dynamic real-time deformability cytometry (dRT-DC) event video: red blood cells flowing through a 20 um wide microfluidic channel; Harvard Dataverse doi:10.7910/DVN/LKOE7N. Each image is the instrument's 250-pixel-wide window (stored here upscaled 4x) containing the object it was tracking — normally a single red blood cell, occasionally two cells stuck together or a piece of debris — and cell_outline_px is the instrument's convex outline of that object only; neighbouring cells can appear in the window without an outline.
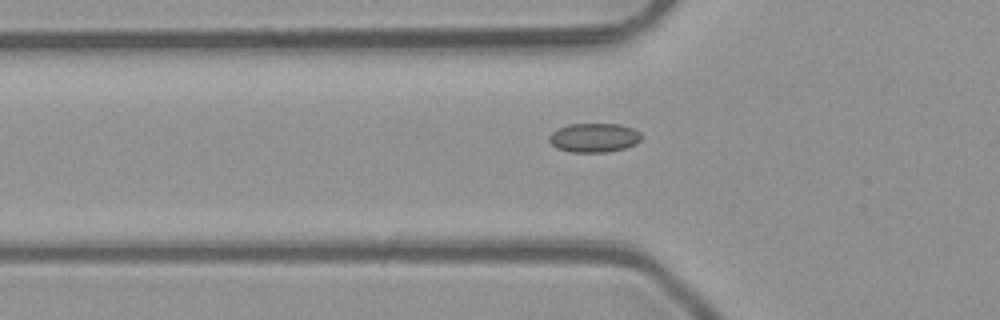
{"species": "common noctule bat (a hibernating species)", "species_latin": "Nyctalus noctula", "temperature_condition": "room temperature", "stored_images_in_passage": 35, "camera_frame_rate_fps": 3000, "um_per_image_px": 0.085, "animal": {"sex": "male", "body_mass_g": 23.1, "forearm_length_mm": 52.7}, "frame": {"image": 1, "passage_image": 6, "time_ms": 1.667, "image_size_px": [1000, 320], "cell_outline_px": [[640, 140], [636, 144], [624, 148], [608, 152], [572, 152], [556, 148], [548, 140], [548, 136], [556, 128], [568, 124], [620, 124], [632, 128], [640, 132]], "centroid_in_image_um": [50.46, 11.7], "position_along_channel_um": 75.3, "area_um2": 15.72}}
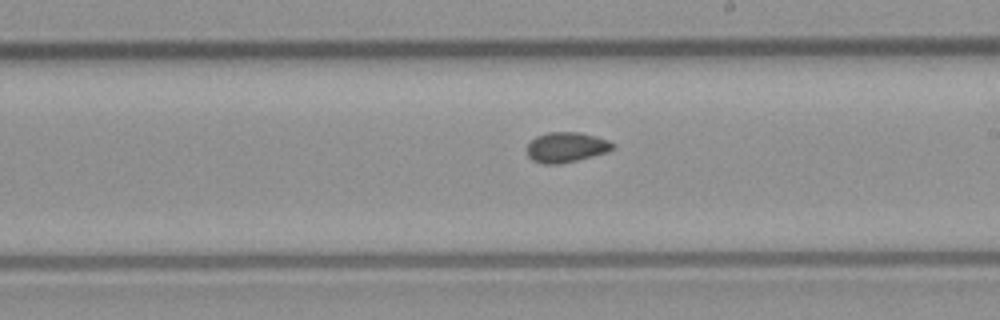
{"frame": {"image": 2, "passage_image": 18, "time_ms": 5.667, "image_size_px": [1000, 320], "cell_outline_px": [[616, 148], [608, 152], [560, 164], [544, 164], [532, 160], [528, 156], [528, 144], [536, 136], [548, 132], [580, 132], [596, 136], [608, 140], [616, 144]], "centroid_in_image_um": [48.17, 12.51], "position_along_channel_um": 240.8, "area_um2": 15.14}}
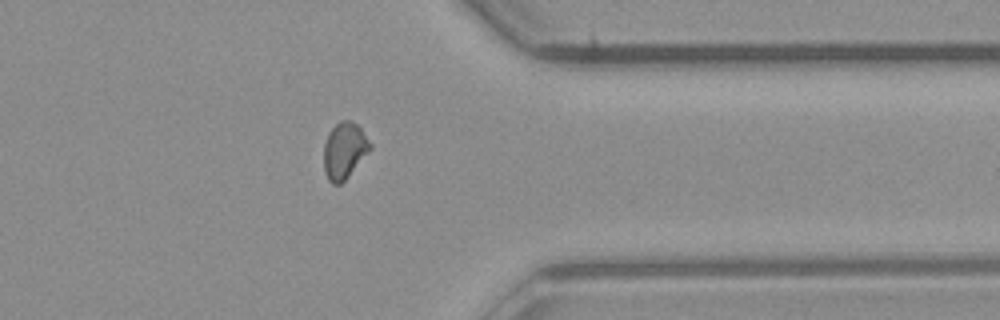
{"frame": {"image": 3, "passage_image": 29, "time_ms": 9.333, "image_size_px": [1000, 320], "cell_outline_px": [[372, 148], [344, 180], [340, 184], [332, 184], [328, 180], [324, 172], [324, 144], [328, 132], [340, 120], [352, 120], [360, 128], [372, 144]], "centroid_in_image_um": [29.26, 12.78], "position_along_channel_um": 382.1, "area_um2": 15.14}}